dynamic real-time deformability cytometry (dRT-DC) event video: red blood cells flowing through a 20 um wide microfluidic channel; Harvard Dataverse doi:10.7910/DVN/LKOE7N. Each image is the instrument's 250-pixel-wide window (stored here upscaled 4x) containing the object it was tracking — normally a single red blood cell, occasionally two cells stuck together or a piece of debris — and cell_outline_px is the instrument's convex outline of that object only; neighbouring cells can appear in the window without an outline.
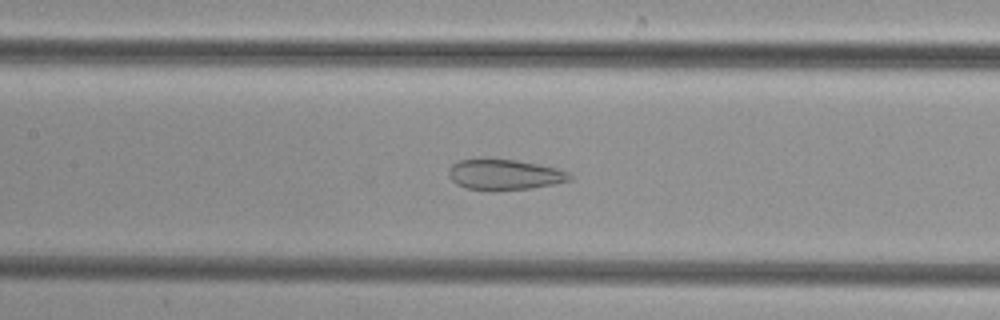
{"species": "common noctule bat (a hibernating species)", "species_latin": "Nyctalus noctula", "temperature_condition": "cold", "stored_images_in_passage": 40, "camera_frame_rate_fps": 3000, "um_per_image_px": 0.085, "animal": {"sex": "female", "body_mass_g": 29.2, "forearm_length_mm": 56.3}, "frame": {"image": 1, "passage_image": 12, "time_ms": 3.667, "image_size_px": [1000, 320], "cell_outline_px": [[572, 180], [556, 184], [528, 188], [492, 192], [468, 188], [456, 184], [448, 176], [448, 172], [452, 164], [460, 160], [480, 156], [516, 160], [540, 164], [556, 168], [568, 172], [572, 176]], "centroid_in_image_um": [42.84, 14.82], "position_along_channel_um": 164.6, "area_um2": 22.37}}
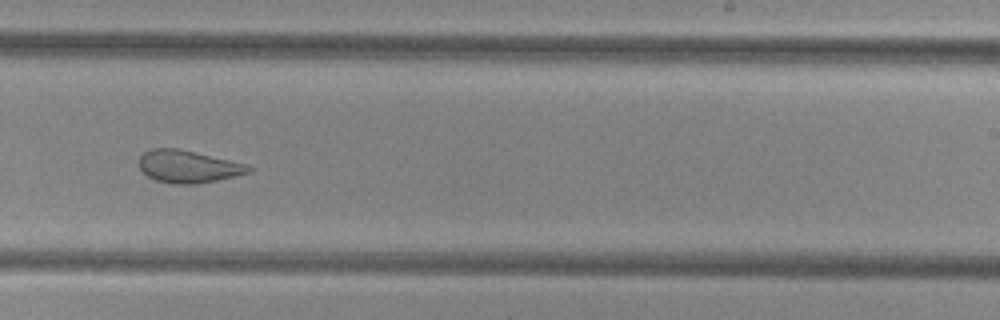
{"frame": {"image": 2, "passage_image": 20, "time_ms": 6.333, "image_size_px": [1000, 320], "cell_outline_px": [[256, 168], [252, 172], [236, 176], [196, 184], [172, 184], [156, 180], [148, 176], [140, 168], [140, 156], [144, 152], [152, 148], [176, 148], [248, 164]], "centroid_in_image_um": [16.04, 14.16], "position_along_channel_um": 273.0, "area_um2": 20.69}}
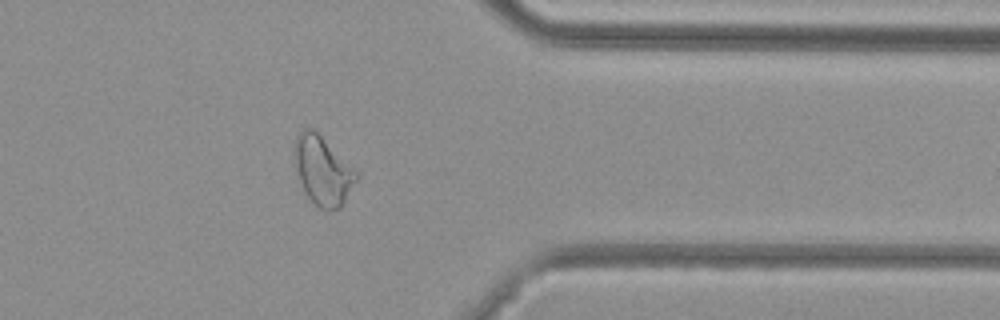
{"frame": {"image": 3, "passage_image": 29, "time_ms": 9.333, "image_size_px": [1000, 320], "cell_outline_px": [[360, 176], [340, 208], [320, 208], [304, 192], [292, 164], [292, 148], [296, 136], [304, 128], [316, 128], [360, 172]], "centroid_in_image_um": [27.42, 14.4], "position_along_channel_um": 384.0, "area_um2": 25.84}}